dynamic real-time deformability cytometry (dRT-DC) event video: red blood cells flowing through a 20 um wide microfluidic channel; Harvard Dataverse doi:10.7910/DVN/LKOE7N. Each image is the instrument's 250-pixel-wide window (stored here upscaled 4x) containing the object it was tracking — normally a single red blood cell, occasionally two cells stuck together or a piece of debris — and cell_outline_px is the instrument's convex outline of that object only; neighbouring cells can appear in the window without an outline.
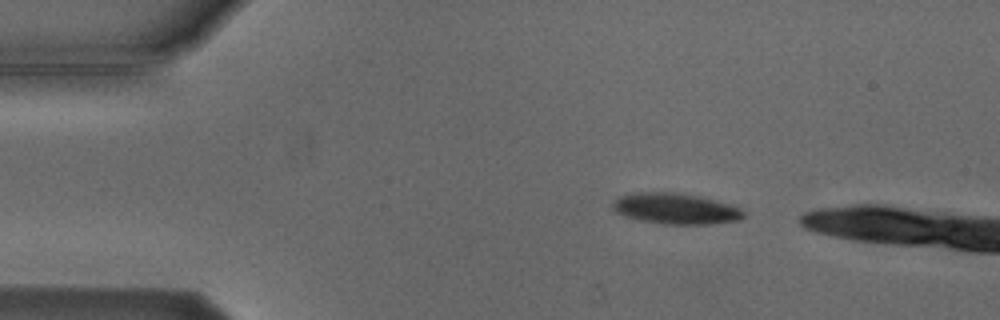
{"species": "Egyptian fruit bat (a non-hibernating species)", "species_latin": "Rousettus aegyptiacus", "temperature_condition": "cold", "stored_images_in_passage": 3, "camera_frame_rate_fps": 3000, "um_per_image_px": 0.085, "animal": {"sex": "male"}, "frame": {"image": 1, "passage_image": 1, "time_ms": 0.0, "image_size_px": [1000, 320], "cell_outline_px": [[744, 216], [740, 220], [712, 224], [664, 224], [640, 220], [624, 216], [616, 212], [612, 208], [612, 204], [620, 196], [636, 192], [676, 192], [700, 196], [728, 204], [740, 208], [744, 212]], "centroid_in_image_um": [57.42, 17.73], "position_along_channel_um": 27.6, "area_um2": 23.52}}